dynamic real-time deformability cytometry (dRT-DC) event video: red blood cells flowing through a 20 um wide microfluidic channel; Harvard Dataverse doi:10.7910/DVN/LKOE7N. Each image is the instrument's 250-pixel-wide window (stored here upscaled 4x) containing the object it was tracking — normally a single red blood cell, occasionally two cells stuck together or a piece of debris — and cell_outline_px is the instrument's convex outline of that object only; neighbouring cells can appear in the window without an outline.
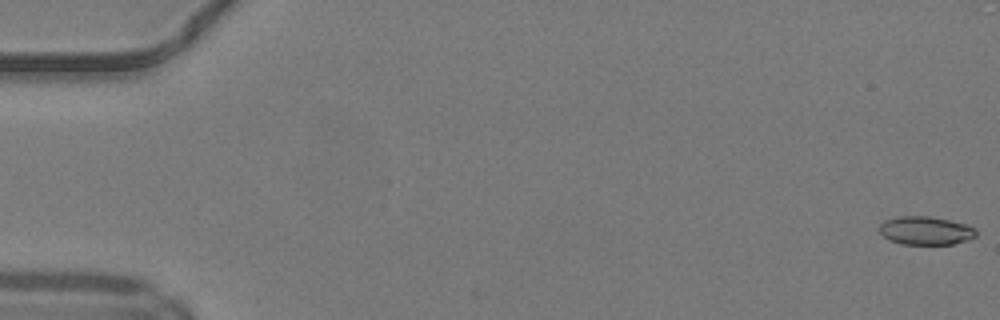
{"species": "common noctule bat (a hibernating species)", "species_latin": "Nyctalus noctula", "temperature_condition": "warm", "stored_images_in_passage": 51, "camera_frame_rate_fps": 3000, "um_per_image_px": 0.085, "animal": {"sex": "male", "body_mass_g": 19.2, "forearm_length_mm": 51.8}, "frame": {"image": 1, "passage_image": 1, "time_ms": 0.0, "image_size_px": [1000, 320], "cell_outline_px": [[976, 236], [968, 240], [952, 244], [900, 244], [884, 236], [880, 232], [880, 224], [884, 220], [896, 216], [928, 216], [948, 220], [964, 224], [976, 228]], "centroid_in_image_um": [78.68, 19.6], "position_along_channel_um": 6.3, "area_um2": 15.9}}
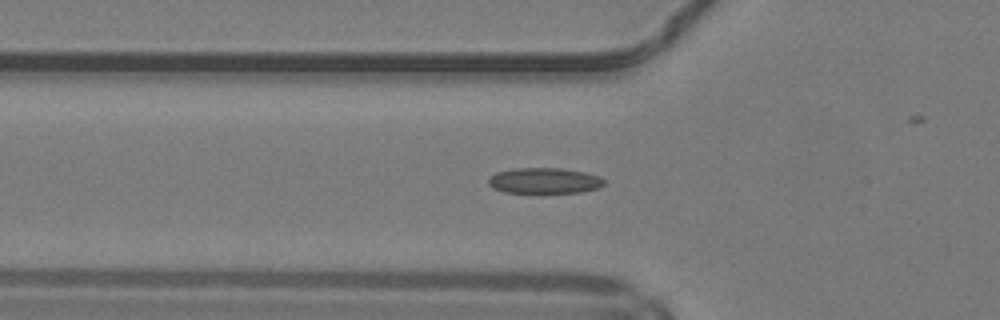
{"frame": {"image": 2, "passage_image": 18, "time_ms": 5.667, "image_size_px": [1000, 320], "cell_outline_px": [[604, 184], [600, 188], [580, 192], [540, 196], [504, 192], [492, 188], [488, 184], [488, 176], [496, 172], [512, 168], [560, 168], [584, 172], [600, 176], [604, 180]], "centroid_in_image_um": [46.23, 15.41], "position_along_channel_um": 79.6, "area_um2": 18.5}}
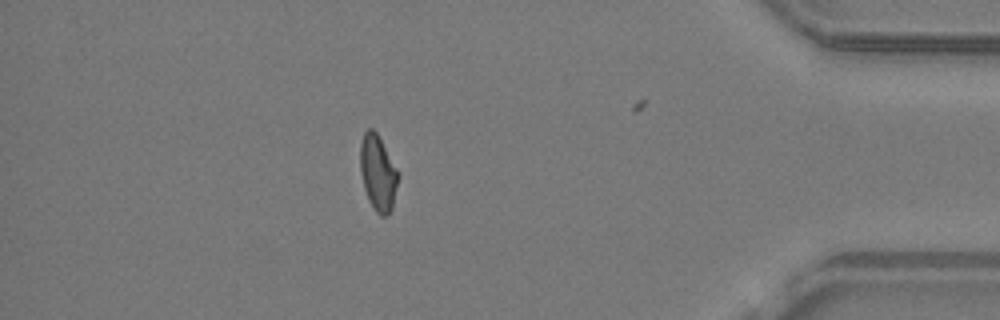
{"frame": {"image": 3, "passage_image": 44, "time_ms": 14.333, "image_size_px": [1000, 320], "cell_outline_px": [[400, 176], [392, 208], [388, 216], [380, 216], [376, 212], [368, 200], [364, 188], [360, 172], [360, 144], [364, 132], [368, 128], [372, 128], [376, 132], [396, 168]], "centroid_in_image_um": [32.12, 14.73], "position_along_channel_um": 403.1, "area_um2": 16.76}, "authors_computed_cell_mechanics": {"area_um2": 16.5886, "velocity_mm_per_s": 4.2259, "shape_relaxation_time_tau1_ms": null, "shape_relaxation_time_tau2_ms": 4.0396, "deformation_change_tau1": null, "deformation_change_tau2": 0.1091}}